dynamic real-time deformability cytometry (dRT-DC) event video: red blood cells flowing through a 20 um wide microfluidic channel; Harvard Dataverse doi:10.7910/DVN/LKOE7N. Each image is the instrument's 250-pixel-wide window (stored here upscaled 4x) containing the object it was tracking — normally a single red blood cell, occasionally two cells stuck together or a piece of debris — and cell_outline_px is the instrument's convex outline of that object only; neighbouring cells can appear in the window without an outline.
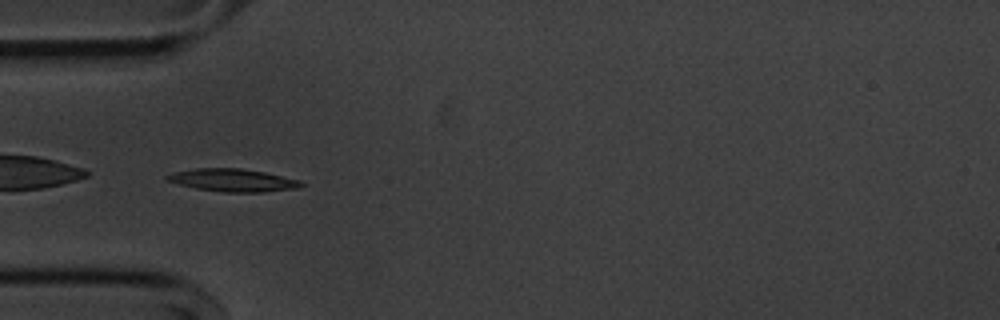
{"species": "common noctule bat (a hibernating species)", "species_latin": "Nyctalus noctula", "temperature_condition": "cold", "stored_images_in_passage": 18, "camera_frame_rate_fps": 3000, "um_per_image_px": 0.085, "animal": {"sex": "male", "body_mass_g": 20.1, "forearm_length_mm": 53.5}, "frame": {"image": 1, "passage_image": 1, "time_ms": 0.0, "image_size_px": [1000, 320], "cell_outline_px": [[304, 184], [300, 188], [264, 192], [224, 192], [196, 188], [180, 184], [168, 180], [164, 176], [176, 172], [196, 168], [240, 168], [264, 172], [300, 180]], "centroid_in_image_um": [19.85, 15.32], "position_along_channel_um": 65.2, "area_um2": 17.57}}
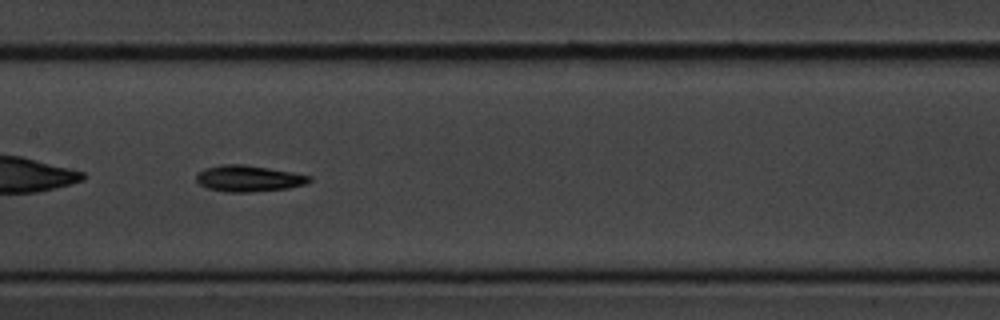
{"frame": {"image": 2, "passage_image": 11, "time_ms": 3.333, "image_size_px": [1000, 320], "cell_outline_px": [[312, 180], [304, 184], [288, 188], [252, 192], [224, 192], [208, 188], [200, 184], [196, 180], [196, 176], [200, 172], [208, 168], [220, 164], [244, 164], [292, 172], [312, 176]], "centroid_in_image_um": [21.15, 15.17], "position_along_channel_um": 186.3, "area_um2": 17.17}}
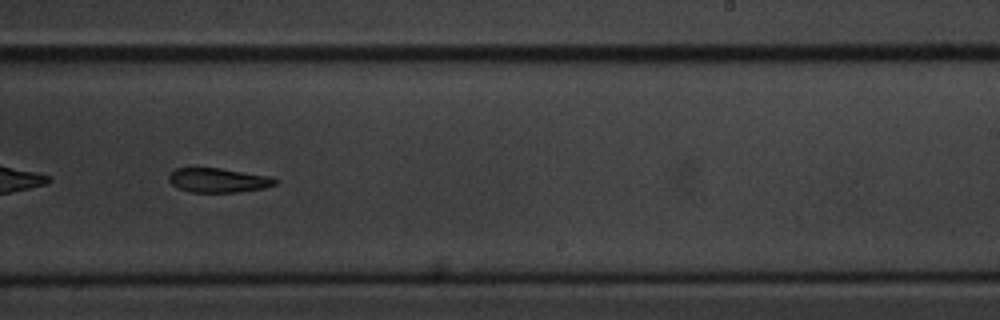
{"frame": {"image": 3, "passage_image": 18, "time_ms": 5.667, "image_size_px": [1000, 320], "cell_outline_px": [[276, 184], [264, 188], [236, 192], [192, 192], [180, 188], [172, 184], [168, 180], [168, 176], [176, 168], [220, 168], [272, 176], [276, 180]], "centroid_in_image_um": [18.57, 15.31], "position_along_channel_um": 270.4, "area_um2": 14.97}}